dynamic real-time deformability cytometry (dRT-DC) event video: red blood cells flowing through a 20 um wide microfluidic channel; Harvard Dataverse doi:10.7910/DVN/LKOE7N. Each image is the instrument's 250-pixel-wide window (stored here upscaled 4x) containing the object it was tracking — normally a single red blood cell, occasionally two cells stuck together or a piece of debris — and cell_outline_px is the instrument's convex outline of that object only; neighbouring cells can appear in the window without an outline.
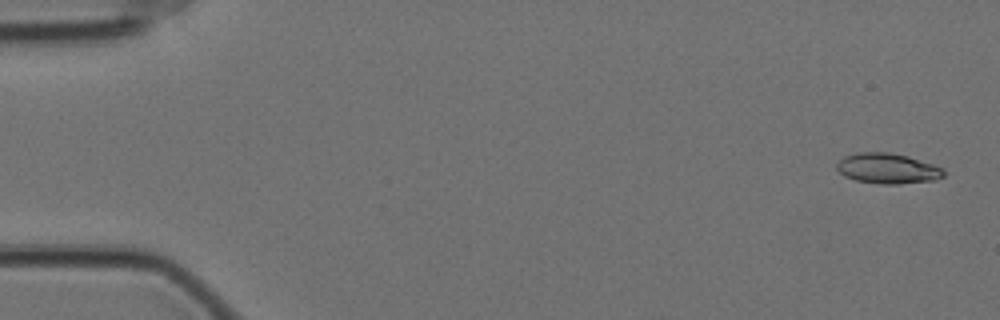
{"species": "Egyptian fruit bat (a non-hibernating species)", "species_latin": "Rousettus aegyptiacus", "temperature_condition": "cold", "stored_images_in_passage": 58, "camera_frame_rate_fps": 3000, "um_per_image_px": 0.085, "animal": {"sex": "female"}, "frame": {"image": 1, "passage_image": 2, "time_ms": 0.333, "image_size_px": [1000, 320], "cell_outline_px": [[944, 176], [936, 180], [900, 184], [880, 184], [856, 180], [844, 176], [836, 168], [836, 164], [844, 156], [856, 152], [888, 152], [908, 156], [944, 168]], "centroid_in_image_um": [75.45, 14.32], "position_along_channel_um": 9.6, "area_um2": 19.02}}
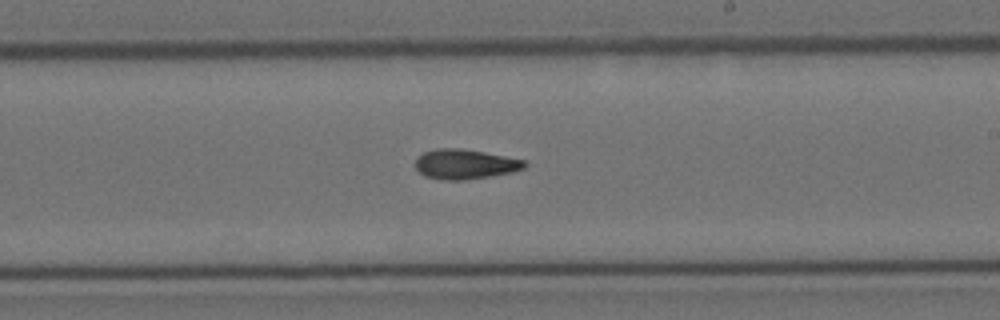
{"frame": {"image": 2, "passage_image": 34, "time_ms": 11.0, "image_size_px": [1000, 320], "cell_outline_px": [[528, 164], [524, 168], [512, 172], [464, 180], [440, 180], [424, 176], [416, 168], [416, 156], [424, 152], [436, 148], [460, 148], [484, 152], [524, 160]], "centroid_in_image_um": [39.49, 13.95], "position_along_channel_um": 249.5, "area_um2": 18.96}}
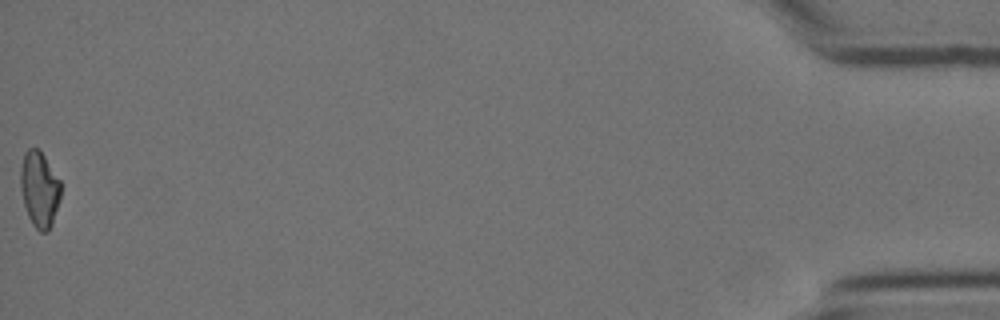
{"frame": {"image": 3, "passage_image": 58, "time_ms": 19.0, "image_size_px": [1000, 320], "cell_outline_px": [[60, 200], [52, 224], [48, 232], [40, 232], [32, 224], [28, 216], [24, 204], [20, 188], [20, 168], [24, 152], [28, 148], [36, 148], [44, 156], [60, 180]], "centroid_in_image_um": [3.34, 16.1], "position_along_channel_um": 431.9, "area_um2": 17.8}, "authors_computed_cell_mechanics": {"area_um2": 18.5538, "velocity_mm_per_s": 3.5011, "shape_relaxation_time_tau1_ms": 8.6689, "shape_relaxation_time_tau2_ms": 4.3046, "deformation_change_tau1": 0.1971, "deformation_change_tau2": 0.1139}}